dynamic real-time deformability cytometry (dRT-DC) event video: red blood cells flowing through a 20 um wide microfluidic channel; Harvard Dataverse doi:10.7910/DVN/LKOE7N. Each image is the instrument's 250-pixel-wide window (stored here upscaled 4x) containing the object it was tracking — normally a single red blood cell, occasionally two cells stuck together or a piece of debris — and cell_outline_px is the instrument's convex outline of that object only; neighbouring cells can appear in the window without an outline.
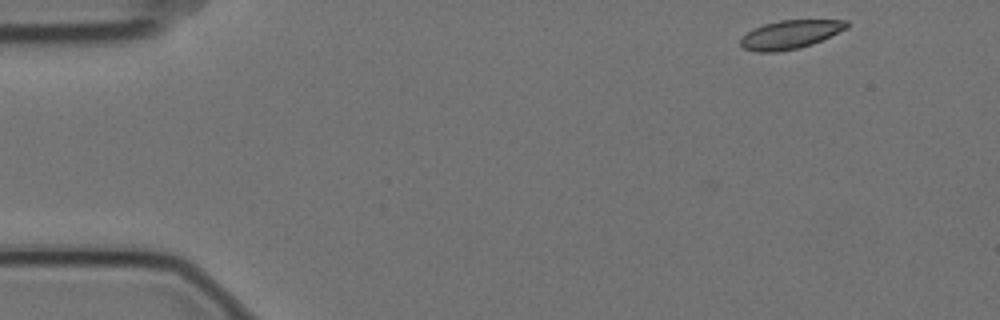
{"species": "Egyptian fruit bat (a non-hibernating species)", "species_latin": "Rousettus aegyptiacus", "temperature_condition": "cold", "stored_images_in_passage": 5, "camera_frame_rate_fps": 3000, "um_per_image_px": 0.085, "animal": {"sex": "female"}, "frame": {"image": 1, "passage_image": 1, "time_ms": 0.0, "image_size_px": [1000, 320], "cell_outline_px": [[848, 28], [812, 44], [800, 48], [776, 52], [756, 52], [744, 48], [740, 44], [740, 40], [752, 28], [764, 24], [780, 20], [848, 20]], "centroid_in_image_um": [67.17, 2.93], "position_along_channel_um": 17.8, "area_um2": 17.63}}
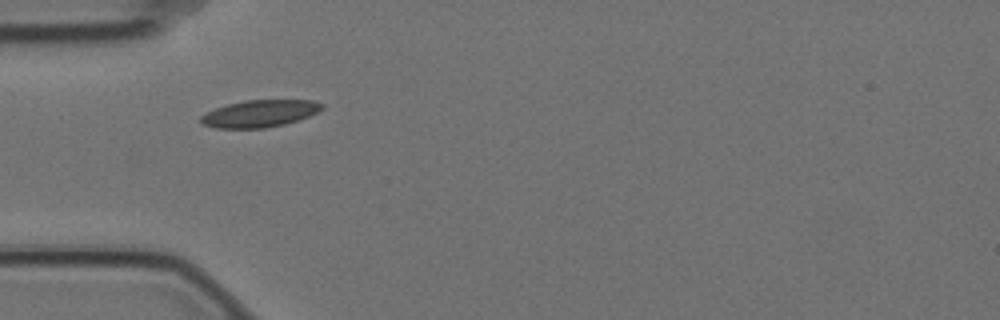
{"frame": {"image": 2, "passage_image": 4, "time_ms": 1.0, "image_size_px": [1000, 320], "cell_outline_px": [[324, 108], [300, 120], [284, 124], [264, 128], [216, 128], [200, 124], [200, 116], [216, 108], [228, 104], [244, 100], [312, 100], [324, 104]], "centroid_in_image_um": [22.07, 9.65], "position_along_channel_um": 62.9, "area_um2": 19.13}}
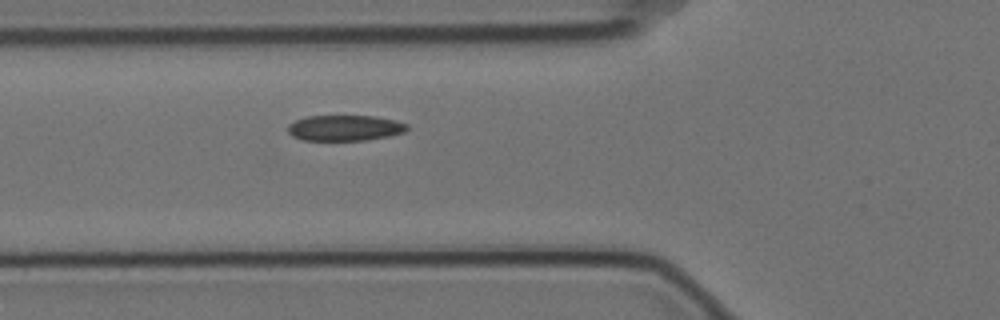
{"frame": {"image": 3, "passage_image": 5, "time_ms": 1.333, "image_size_px": [1000, 320], "cell_outline_px": [[408, 128], [404, 132], [388, 136], [364, 140], [304, 140], [292, 136], [288, 132], [288, 124], [296, 120], [308, 116], [376, 116], [408, 124]], "centroid_in_image_um": [29.29, 10.87], "position_along_channel_um": 96.5, "area_um2": 17.69}}